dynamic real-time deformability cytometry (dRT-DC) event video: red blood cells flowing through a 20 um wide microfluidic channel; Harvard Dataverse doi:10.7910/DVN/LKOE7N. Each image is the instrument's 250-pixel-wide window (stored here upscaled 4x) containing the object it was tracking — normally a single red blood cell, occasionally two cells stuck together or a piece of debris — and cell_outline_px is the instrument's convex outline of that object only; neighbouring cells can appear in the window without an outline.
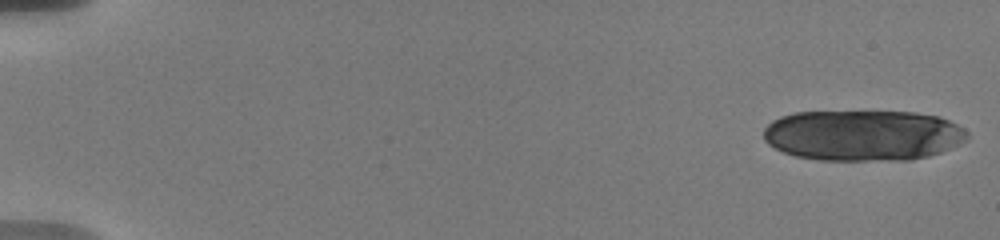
{"species": "human", "species_latin": "Homo sapiens", "temperature_condition": "warm", "stored_images_in_passage": 23, "camera_frame_rate_fps": 3000, "um_per_image_px": 0.085, "donor": {"sex": "male"}, "frame": {"image": 1, "passage_image": 1, "time_ms": 0.0, "image_size_px": [1000, 240], "cell_outline_px": [[968, 140], [960, 144], [940, 152], [928, 156], [912, 160], [820, 160], [796, 156], [784, 152], [768, 144], [764, 140], [764, 128], [772, 120], [780, 116], [796, 112], [916, 112], [936, 116], [948, 120], [964, 128], [968, 132]], "centroid_in_image_um": [73.36, 11.51], "position_along_channel_um": 11.6, "area_um2": 60.46}}